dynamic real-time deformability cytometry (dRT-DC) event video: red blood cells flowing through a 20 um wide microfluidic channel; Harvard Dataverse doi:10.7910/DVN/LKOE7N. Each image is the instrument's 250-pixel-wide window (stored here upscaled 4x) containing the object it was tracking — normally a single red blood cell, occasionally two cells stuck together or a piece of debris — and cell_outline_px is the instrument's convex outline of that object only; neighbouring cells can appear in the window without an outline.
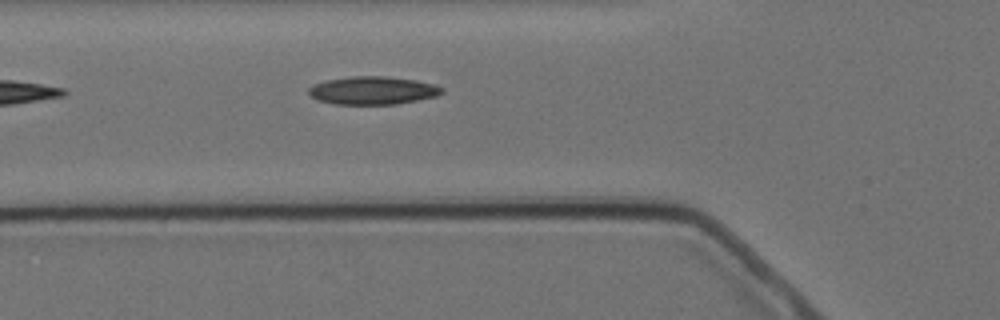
{"species": "Egyptian fruit bat (a non-hibernating species)", "species_latin": "Rousettus aegyptiacus", "temperature_condition": "cold", "stored_images_in_passage": 6, "camera_frame_rate_fps": 3000, "um_per_image_px": 0.085, "animal": {"sex": "female"}, "frame": {"image": 1, "passage_image": 6, "time_ms": 5.667, "image_size_px": [1000, 320], "cell_outline_px": [[444, 92], [436, 96], [396, 104], [332, 104], [316, 100], [308, 92], [308, 88], [312, 84], [328, 80], [352, 76], [384, 76], [416, 80], [432, 84], [444, 88]], "centroid_in_image_um": [31.66, 7.69], "position_along_channel_um": 94.1, "area_um2": 21.73}}